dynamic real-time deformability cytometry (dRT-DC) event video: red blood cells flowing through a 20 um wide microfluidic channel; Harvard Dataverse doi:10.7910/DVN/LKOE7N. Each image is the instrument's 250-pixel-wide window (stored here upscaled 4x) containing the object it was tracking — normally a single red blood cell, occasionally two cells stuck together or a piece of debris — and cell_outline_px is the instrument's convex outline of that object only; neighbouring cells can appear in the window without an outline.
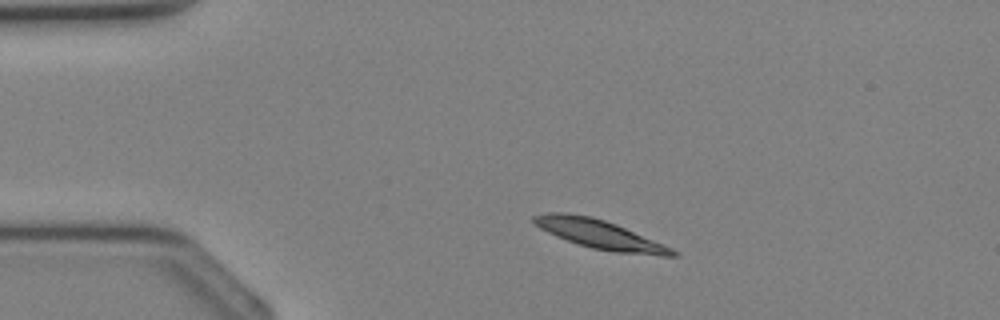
{"species": "Egyptian fruit bat (a non-hibernating species)", "species_latin": "Rousettus aegyptiacus", "temperature_condition": "cold", "stored_images_in_passage": 31, "camera_frame_rate_fps": 3000, "um_per_image_px": 0.085, "animal": {"sex": "female"}, "frame": {"image": 1, "passage_image": 2, "time_ms": 0.333, "image_size_px": [1000, 320], "cell_outline_px": [[680, 256], [660, 256], [616, 252], [592, 248], [556, 236], [540, 228], [532, 220], [532, 216], [548, 212], [564, 212], [592, 216], [616, 224], [664, 244], [680, 252]], "centroid_in_image_um": [51.03, 19.92], "position_along_channel_um": 34.0, "area_um2": 23.29}}
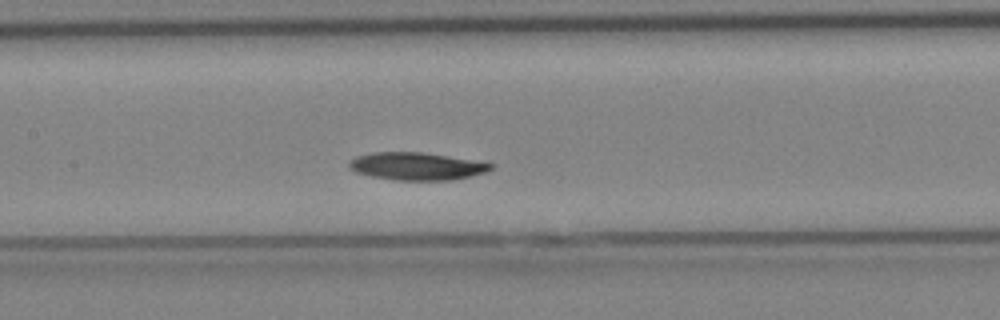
{"frame": {"image": 2, "passage_image": 12, "time_ms": 3.667, "image_size_px": [1000, 320], "cell_outline_px": [[496, 164], [488, 172], [472, 176], [452, 180], [396, 180], [372, 176], [356, 172], [348, 168], [348, 164], [356, 156], [372, 152], [420, 152]], "centroid_in_image_um": [35.42, 14.13], "position_along_channel_um": 172.0, "area_um2": 22.66}}
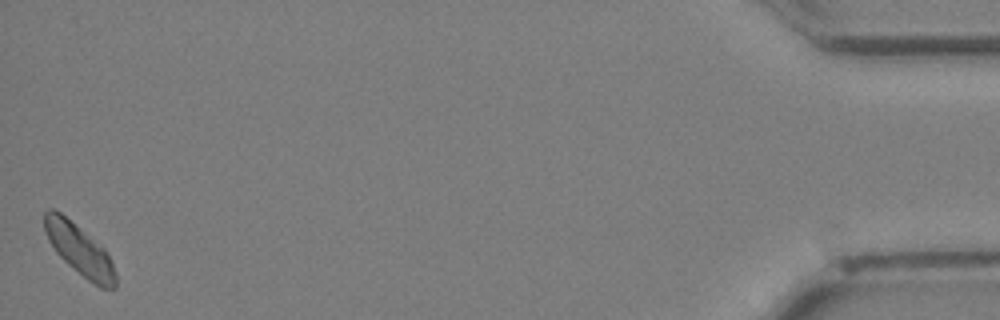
{"frame": {"image": 3, "passage_image": 31, "time_ms": 10.0, "image_size_px": [1000, 320], "cell_outline_px": [[116, 288], [100, 288], [88, 280], [68, 264], [56, 252], [48, 240], [44, 228], [44, 212], [48, 208], [52, 208], [60, 212], [104, 248], [116, 272]], "centroid_in_image_um": [6.74, 21.23], "position_along_channel_um": 428.5, "area_um2": 20.69}}